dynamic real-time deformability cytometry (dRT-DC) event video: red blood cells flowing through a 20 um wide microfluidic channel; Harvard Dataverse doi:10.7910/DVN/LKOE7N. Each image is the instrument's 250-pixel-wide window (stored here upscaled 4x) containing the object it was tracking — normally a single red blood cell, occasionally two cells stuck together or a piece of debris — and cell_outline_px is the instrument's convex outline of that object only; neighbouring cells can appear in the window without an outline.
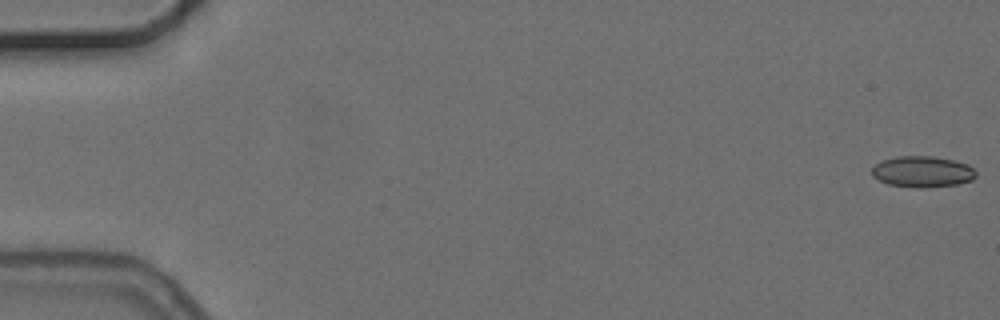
{"species": "common noctule bat (a hibernating species)", "species_latin": "Nyctalus noctula", "temperature_condition": "cold", "stored_images_in_passage": 5, "segment_of_instrument_passage": [2, 2], "camera_frame_rate_fps": 3000, "um_per_image_px": 0.085, "animal": {"sex": "female", "body_mass_g": 24.6, "forearm_length_mm": 56.2}, "frame": {"image": 1, "passage_image": 5, "time_ms": 5.667, "image_size_px": [1000, 320], "cell_outline_px": [[976, 176], [972, 180], [956, 184], [924, 188], [916, 188], [888, 184], [872, 176], [872, 168], [880, 160], [896, 156], [932, 156], [952, 160], [968, 164], [976, 172]], "centroid_in_image_um": [78.39, 14.59], "position_along_channel_um": 6.6, "area_um2": 18.9}}